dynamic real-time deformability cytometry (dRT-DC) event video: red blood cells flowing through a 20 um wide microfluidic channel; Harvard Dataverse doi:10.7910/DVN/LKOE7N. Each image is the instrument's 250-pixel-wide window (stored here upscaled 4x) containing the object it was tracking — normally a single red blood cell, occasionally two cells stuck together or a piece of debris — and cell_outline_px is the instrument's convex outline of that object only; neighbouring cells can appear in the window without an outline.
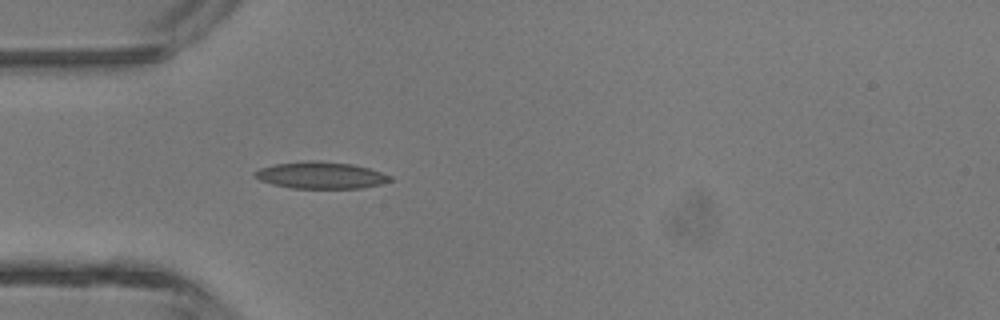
{"species": "common noctule bat (a hibernating species)", "species_latin": "Nyctalus noctula", "temperature_condition": "room temperature", "stored_images_in_passage": 4, "camera_frame_rate_fps": 3000, "um_per_image_px": 0.085, "animal": {"sex": "male", "body_mass_g": 13.3}, "frame": {"image": 1, "passage_image": 4, "time_ms": 3.667, "image_size_px": [1000, 320], "cell_outline_px": [[392, 180], [380, 184], [360, 188], [292, 188], [272, 184], [260, 180], [252, 176], [252, 172], [260, 168], [276, 164], [304, 160], [320, 160], [352, 164], [368, 168], [392, 176]], "centroid_in_image_um": [27.22, 14.88], "position_along_channel_um": 57.8, "area_um2": 21.21}}